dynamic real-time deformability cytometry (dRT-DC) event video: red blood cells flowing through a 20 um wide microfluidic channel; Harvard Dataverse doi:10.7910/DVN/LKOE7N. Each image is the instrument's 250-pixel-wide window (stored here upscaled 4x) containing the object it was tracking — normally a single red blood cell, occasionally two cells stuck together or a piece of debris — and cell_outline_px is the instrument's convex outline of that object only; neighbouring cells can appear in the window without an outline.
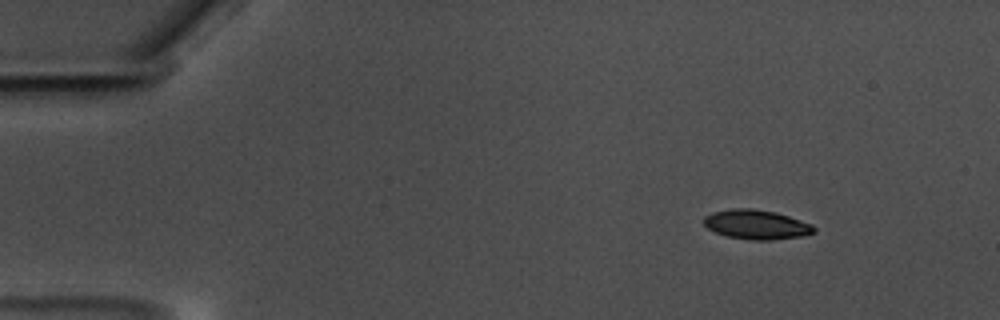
{"species": "common noctule bat (a hibernating species)", "species_latin": "Nyctalus noctula", "temperature_condition": "warm", "stored_images_in_passage": 53, "camera_frame_rate_fps": 3000, "um_per_image_px": 0.085, "animal": {"sex": "male", "body_mass_g": 17.5, "forearm_length_mm": 52.3}, "frame": {"image": 1, "passage_image": 1, "time_ms": 0.0, "image_size_px": [1000, 320], "cell_outline_px": [[816, 232], [804, 236], [772, 240], [752, 240], [728, 236], [716, 232], [708, 228], [704, 224], [704, 216], [712, 212], [732, 208], [752, 208], [776, 212], [812, 224], [816, 228]], "centroid_in_image_um": [64.32, 19.08], "position_along_channel_um": 20.7, "area_um2": 18.96}}
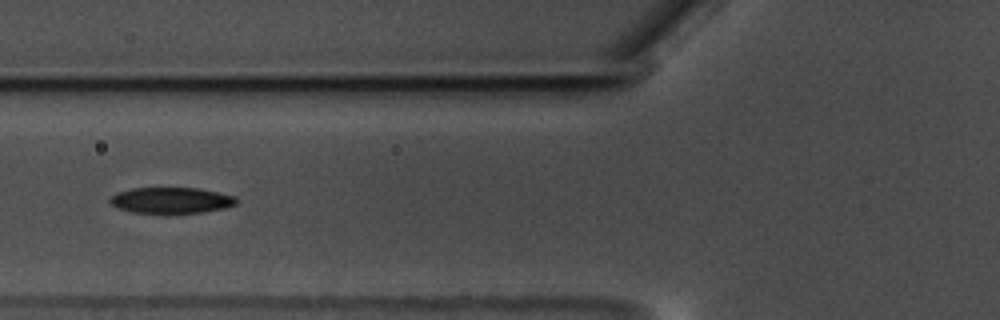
{"frame": {"image": 2, "passage_image": 17, "time_ms": 5.333, "image_size_px": [1000, 320], "cell_outline_px": [[240, 200], [236, 204], [224, 208], [204, 212], [168, 216], [132, 212], [116, 208], [108, 200], [116, 192], [132, 188], [200, 188], [236, 196]], "centroid_in_image_um": [14.56, 17.07], "position_along_channel_um": 111.2, "area_um2": 20.11}}
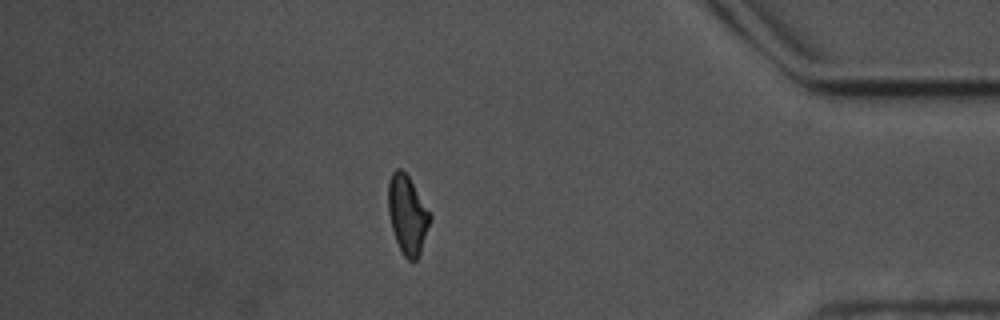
{"frame": {"image": 3, "passage_image": 45, "time_ms": 14.667, "image_size_px": [1000, 320], "cell_outline_px": [[432, 220], [420, 252], [416, 260], [408, 260], [404, 256], [396, 240], [392, 228], [388, 212], [388, 180], [392, 172], [396, 168], [400, 168], [408, 176], [432, 216]], "centroid_in_image_um": [34.63, 18.23], "position_along_channel_um": 400.6, "area_um2": 19.02}, "authors_computed_cell_mechanics": {"area_um2": 19.2474, "velocity_mm_per_s": 3.4833, "shape_relaxation_time_tau1_ms": 2.515, "shape_relaxation_time_tau2_ms": 5.8536, "deformation_change_tau1": 0.1223, "deformation_change_tau2": 0.1193}}